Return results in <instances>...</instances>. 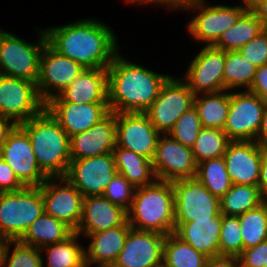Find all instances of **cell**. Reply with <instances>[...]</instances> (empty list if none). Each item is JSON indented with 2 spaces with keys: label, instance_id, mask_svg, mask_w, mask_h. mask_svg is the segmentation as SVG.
<instances>
[{
  "label": "cell",
  "instance_id": "6da1fadb",
  "mask_svg": "<svg viewBox=\"0 0 267 267\" xmlns=\"http://www.w3.org/2000/svg\"><path fill=\"white\" fill-rule=\"evenodd\" d=\"M94 18H81L67 25L44 28L47 43L59 54L87 69L108 68L121 51L117 34Z\"/></svg>",
  "mask_w": 267,
  "mask_h": 267
},
{
  "label": "cell",
  "instance_id": "7a4b0ae2",
  "mask_svg": "<svg viewBox=\"0 0 267 267\" xmlns=\"http://www.w3.org/2000/svg\"><path fill=\"white\" fill-rule=\"evenodd\" d=\"M108 102L112 113H144L172 74L131 62L120 52L108 66Z\"/></svg>",
  "mask_w": 267,
  "mask_h": 267
},
{
  "label": "cell",
  "instance_id": "3957f363",
  "mask_svg": "<svg viewBox=\"0 0 267 267\" xmlns=\"http://www.w3.org/2000/svg\"><path fill=\"white\" fill-rule=\"evenodd\" d=\"M28 134L36 161L48 177H64L70 157V137L45 108L19 124Z\"/></svg>",
  "mask_w": 267,
  "mask_h": 267
},
{
  "label": "cell",
  "instance_id": "277c9868",
  "mask_svg": "<svg viewBox=\"0 0 267 267\" xmlns=\"http://www.w3.org/2000/svg\"><path fill=\"white\" fill-rule=\"evenodd\" d=\"M128 224L140 231L168 235L175 231V195L171 181L156 180L138 187L130 209Z\"/></svg>",
  "mask_w": 267,
  "mask_h": 267
},
{
  "label": "cell",
  "instance_id": "5b68a950",
  "mask_svg": "<svg viewBox=\"0 0 267 267\" xmlns=\"http://www.w3.org/2000/svg\"><path fill=\"white\" fill-rule=\"evenodd\" d=\"M248 9L237 3L231 6L218 3L214 5L208 0H181L177 11L189 10V14H194L186 24L188 36L192 40L198 41L200 45L202 43V46H214L222 34Z\"/></svg>",
  "mask_w": 267,
  "mask_h": 267
},
{
  "label": "cell",
  "instance_id": "8992f818",
  "mask_svg": "<svg viewBox=\"0 0 267 267\" xmlns=\"http://www.w3.org/2000/svg\"><path fill=\"white\" fill-rule=\"evenodd\" d=\"M35 27L38 37L33 43L0 27V74L37 83L40 56L47 38L42 26Z\"/></svg>",
  "mask_w": 267,
  "mask_h": 267
},
{
  "label": "cell",
  "instance_id": "52a82bcc",
  "mask_svg": "<svg viewBox=\"0 0 267 267\" xmlns=\"http://www.w3.org/2000/svg\"><path fill=\"white\" fill-rule=\"evenodd\" d=\"M43 212L44 202L40 187L0 192V238L18 241Z\"/></svg>",
  "mask_w": 267,
  "mask_h": 267
},
{
  "label": "cell",
  "instance_id": "ba28073f",
  "mask_svg": "<svg viewBox=\"0 0 267 267\" xmlns=\"http://www.w3.org/2000/svg\"><path fill=\"white\" fill-rule=\"evenodd\" d=\"M195 94L182 79L171 75L158 97L144 112L161 135L168 134L179 117L194 107Z\"/></svg>",
  "mask_w": 267,
  "mask_h": 267
},
{
  "label": "cell",
  "instance_id": "9c48e42d",
  "mask_svg": "<svg viewBox=\"0 0 267 267\" xmlns=\"http://www.w3.org/2000/svg\"><path fill=\"white\" fill-rule=\"evenodd\" d=\"M267 102L248 90L230 91L224 132L231 141H256Z\"/></svg>",
  "mask_w": 267,
  "mask_h": 267
},
{
  "label": "cell",
  "instance_id": "30bf717a",
  "mask_svg": "<svg viewBox=\"0 0 267 267\" xmlns=\"http://www.w3.org/2000/svg\"><path fill=\"white\" fill-rule=\"evenodd\" d=\"M45 105L35 82L0 74V116L17 125L40 114Z\"/></svg>",
  "mask_w": 267,
  "mask_h": 267
},
{
  "label": "cell",
  "instance_id": "8fae6325",
  "mask_svg": "<svg viewBox=\"0 0 267 267\" xmlns=\"http://www.w3.org/2000/svg\"><path fill=\"white\" fill-rule=\"evenodd\" d=\"M175 195V222L210 219L220 213L219 198L196 177L172 181Z\"/></svg>",
  "mask_w": 267,
  "mask_h": 267
},
{
  "label": "cell",
  "instance_id": "7c38bea8",
  "mask_svg": "<svg viewBox=\"0 0 267 267\" xmlns=\"http://www.w3.org/2000/svg\"><path fill=\"white\" fill-rule=\"evenodd\" d=\"M40 190L44 212L76 232L82 217L84 196L65 177H48L40 185Z\"/></svg>",
  "mask_w": 267,
  "mask_h": 267
},
{
  "label": "cell",
  "instance_id": "4fadbf2b",
  "mask_svg": "<svg viewBox=\"0 0 267 267\" xmlns=\"http://www.w3.org/2000/svg\"><path fill=\"white\" fill-rule=\"evenodd\" d=\"M2 159L12 168L25 187H40L48 176L40 169L27 132L15 125L2 145Z\"/></svg>",
  "mask_w": 267,
  "mask_h": 267
},
{
  "label": "cell",
  "instance_id": "5bb4252c",
  "mask_svg": "<svg viewBox=\"0 0 267 267\" xmlns=\"http://www.w3.org/2000/svg\"><path fill=\"white\" fill-rule=\"evenodd\" d=\"M84 69L81 64L59 54L46 43L41 52L36 83L42 101L46 104L58 96Z\"/></svg>",
  "mask_w": 267,
  "mask_h": 267
},
{
  "label": "cell",
  "instance_id": "9a60e30c",
  "mask_svg": "<svg viewBox=\"0 0 267 267\" xmlns=\"http://www.w3.org/2000/svg\"><path fill=\"white\" fill-rule=\"evenodd\" d=\"M117 173L113 153L71 159L65 178L85 197L103 195Z\"/></svg>",
  "mask_w": 267,
  "mask_h": 267
},
{
  "label": "cell",
  "instance_id": "2e32d148",
  "mask_svg": "<svg viewBox=\"0 0 267 267\" xmlns=\"http://www.w3.org/2000/svg\"><path fill=\"white\" fill-rule=\"evenodd\" d=\"M225 51L214 46H202L181 77L195 94L225 90L223 70Z\"/></svg>",
  "mask_w": 267,
  "mask_h": 267
},
{
  "label": "cell",
  "instance_id": "e0dca14e",
  "mask_svg": "<svg viewBox=\"0 0 267 267\" xmlns=\"http://www.w3.org/2000/svg\"><path fill=\"white\" fill-rule=\"evenodd\" d=\"M161 134L145 113H116V145L153 160Z\"/></svg>",
  "mask_w": 267,
  "mask_h": 267
},
{
  "label": "cell",
  "instance_id": "ac0fdd59",
  "mask_svg": "<svg viewBox=\"0 0 267 267\" xmlns=\"http://www.w3.org/2000/svg\"><path fill=\"white\" fill-rule=\"evenodd\" d=\"M157 180L176 181L195 178L197 163L192 149L172 139L168 134L159 137L152 160Z\"/></svg>",
  "mask_w": 267,
  "mask_h": 267
},
{
  "label": "cell",
  "instance_id": "d6986e66",
  "mask_svg": "<svg viewBox=\"0 0 267 267\" xmlns=\"http://www.w3.org/2000/svg\"><path fill=\"white\" fill-rule=\"evenodd\" d=\"M165 237L130 227L124 246L111 267H163Z\"/></svg>",
  "mask_w": 267,
  "mask_h": 267
},
{
  "label": "cell",
  "instance_id": "ffe728a7",
  "mask_svg": "<svg viewBox=\"0 0 267 267\" xmlns=\"http://www.w3.org/2000/svg\"><path fill=\"white\" fill-rule=\"evenodd\" d=\"M223 157L232 184L258 186L261 145L257 141H231Z\"/></svg>",
  "mask_w": 267,
  "mask_h": 267
},
{
  "label": "cell",
  "instance_id": "44dd1931",
  "mask_svg": "<svg viewBox=\"0 0 267 267\" xmlns=\"http://www.w3.org/2000/svg\"><path fill=\"white\" fill-rule=\"evenodd\" d=\"M45 108L69 137L86 131L110 113L109 103L47 102Z\"/></svg>",
  "mask_w": 267,
  "mask_h": 267
},
{
  "label": "cell",
  "instance_id": "7402d4cb",
  "mask_svg": "<svg viewBox=\"0 0 267 267\" xmlns=\"http://www.w3.org/2000/svg\"><path fill=\"white\" fill-rule=\"evenodd\" d=\"M116 146V113L110 112L99 123L70 137L71 159L112 153Z\"/></svg>",
  "mask_w": 267,
  "mask_h": 267
},
{
  "label": "cell",
  "instance_id": "603a6c76",
  "mask_svg": "<svg viewBox=\"0 0 267 267\" xmlns=\"http://www.w3.org/2000/svg\"><path fill=\"white\" fill-rule=\"evenodd\" d=\"M128 224L127 211L113 204L103 195L85 196L83 199L82 217L76 231L84 236Z\"/></svg>",
  "mask_w": 267,
  "mask_h": 267
},
{
  "label": "cell",
  "instance_id": "cb8c5ba5",
  "mask_svg": "<svg viewBox=\"0 0 267 267\" xmlns=\"http://www.w3.org/2000/svg\"><path fill=\"white\" fill-rule=\"evenodd\" d=\"M48 102L109 103L107 68H85L58 96Z\"/></svg>",
  "mask_w": 267,
  "mask_h": 267
},
{
  "label": "cell",
  "instance_id": "d4e9b609",
  "mask_svg": "<svg viewBox=\"0 0 267 267\" xmlns=\"http://www.w3.org/2000/svg\"><path fill=\"white\" fill-rule=\"evenodd\" d=\"M222 213L210 219H194L191 222H175L174 233L196 251L205 256H219Z\"/></svg>",
  "mask_w": 267,
  "mask_h": 267
},
{
  "label": "cell",
  "instance_id": "484cf974",
  "mask_svg": "<svg viewBox=\"0 0 267 267\" xmlns=\"http://www.w3.org/2000/svg\"><path fill=\"white\" fill-rule=\"evenodd\" d=\"M130 225L109 228L85 237L89 239L84 247L86 267H111L122 250Z\"/></svg>",
  "mask_w": 267,
  "mask_h": 267
},
{
  "label": "cell",
  "instance_id": "4316f807",
  "mask_svg": "<svg viewBox=\"0 0 267 267\" xmlns=\"http://www.w3.org/2000/svg\"><path fill=\"white\" fill-rule=\"evenodd\" d=\"M74 231L64 222L43 212L25 231L19 242L41 249L44 246L62 242Z\"/></svg>",
  "mask_w": 267,
  "mask_h": 267
},
{
  "label": "cell",
  "instance_id": "83f0119b",
  "mask_svg": "<svg viewBox=\"0 0 267 267\" xmlns=\"http://www.w3.org/2000/svg\"><path fill=\"white\" fill-rule=\"evenodd\" d=\"M112 153L117 172L135 188L150 185L157 180L151 160L117 145Z\"/></svg>",
  "mask_w": 267,
  "mask_h": 267
},
{
  "label": "cell",
  "instance_id": "f1b7e54d",
  "mask_svg": "<svg viewBox=\"0 0 267 267\" xmlns=\"http://www.w3.org/2000/svg\"><path fill=\"white\" fill-rule=\"evenodd\" d=\"M230 105V91L222 90L214 93L195 95L196 109L202 127L223 130Z\"/></svg>",
  "mask_w": 267,
  "mask_h": 267
},
{
  "label": "cell",
  "instance_id": "f546056e",
  "mask_svg": "<svg viewBox=\"0 0 267 267\" xmlns=\"http://www.w3.org/2000/svg\"><path fill=\"white\" fill-rule=\"evenodd\" d=\"M80 238L74 232L62 242L42 247V259H46L42 260L43 267H86L84 245L79 242Z\"/></svg>",
  "mask_w": 267,
  "mask_h": 267
},
{
  "label": "cell",
  "instance_id": "4dcf8cb0",
  "mask_svg": "<svg viewBox=\"0 0 267 267\" xmlns=\"http://www.w3.org/2000/svg\"><path fill=\"white\" fill-rule=\"evenodd\" d=\"M265 29L264 24L248 9L222 34L214 47L224 51L239 50Z\"/></svg>",
  "mask_w": 267,
  "mask_h": 267
},
{
  "label": "cell",
  "instance_id": "1f68e13d",
  "mask_svg": "<svg viewBox=\"0 0 267 267\" xmlns=\"http://www.w3.org/2000/svg\"><path fill=\"white\" fill-rule=\"evenodd\" d=\"M265 200L259 186L232 184L219 199L220 212L223 215L239 216L258 207Z\"/></svg>",
  "mask_w": 267,
  "mask_h": 267
},
{
  "label": "cell",
  "instance_id": "d6a6232c",
  "mask_svg": "<svg viewBox=\"0 0 267 267\" xmlns=\"http://www.w3.org/2000/svg\"><path fill=\"white\" fill-rule=\"evenodd\" d=\"M207 258L174 232L166 235L163 243V267H204Z\"/></svg>",
  "mask_w": 267,
  "mask_h": 267
},
{
  "label": "cell",
  "instance_id": "836d02e7",
  "mask_svg": "<svg viewBox=\"0 0 267 267\" xmlns=\"http://www.w3.org/2000/svg\"><path fill=\"white\" fill-rule=\"evenodd\" d=\"M257 67L238 51H225L224 86L228 91L249 90ZM236 89V90H235Z\"/></svg>",
  "mask_w": 267,
  "mask_h": 267
},
{
  "label": "cell",
  "instance_id": "e575fe53",
  "mask_svg": "<svg viewBox=\"0 0 267 267\" xmlns=\"http://www.w3.org/2000/svg\"><path fill=\"white\" fill-rule=\"evenodd\" d=\"M196 178L219 199L232 186L223 156L198 163Z\"/></svg>",
  "mask_w": 267,
  "mask_h": 267
},
{
  "label": "cell",
  "instance_id": "d590c367",
  "mask_svg": "<svg viewBox=\"0 0 267 267\" xmlns=\"http://www.w3.org/2000/svg\"><path fill=\"white\" fill-rule=\"evenodd\" d=\"M239 223L244 249L267 240V200L239 215Z\"/></svg>",
  "mask_w": 267,
  "mask_h": 267
},
{
  "label": "cell",
  "instance_id": "8d00e7d4",
  "mask_svg": "<svg viewBox=\"0 0 267 267\" xmlns=\"http://www.w3.org/2000/svg\"><path fill=\"white\" fill-rule=\"evenodd\" d=\"M230 142L224 130L202 127L191 148L196 163L222 157Z\"/></svg>",
  "mask_w": 267,
  "mask_h": 267
},
{
  "label": "cell",
  "instance_id": "74e56055",
  "mask_svg": "<svg viewBox=\"0 0 267 267\" xmlns=\"http://www.w3.org/2000/svg\"><path fill=\"white\" fill-rule=\"evenodd\" d=\"M42 258L39 248L19 241H7L3 252L2 267H43Z\"/></svg>",
  "mask_w": 267,
  "mask_h": 267
},
{
  "label": "cell",
  "instance_id": "f35d334b",
  "mask_svg": "<svg viewBox=\"0 0 267 267\" xmlns=\"http://www.w3.org/2000/svg\"><path fill=\"white\" fill-rule=\"evenodd\" d=\"M239 216L222 215L219 255L237 257L244 249Z\"/></svg>",
  "mask_w": 267,
  "mask_h": 267
},
{
  "label": "cell",
  "instance_id": "ab89813d",
  "mask_svg": "<svg viewBox=\"0 0 267 267\" xmlns=\"http://www.w3.org/2000/svg\"><path fill=\"white\" fill-rule=\"evenodd\" d=\"M201 128L199 115L192 107L179 117L168 135L182 145L192 148Z\"/></svg>",
  "mask_w": 267,
  "mask_h": 267
},
{
  "label": "cell",
  "instance_id": "60d3db41",
  "mask_svg": "<svg viewBox=\"0 0 267 267\" xmlns=\"http://www.w3.org/2000/svg\"><path fill=\"white\" fill-rule=\"evenodd\" d=\"M136 188L120 173H116L108 183L103 196L113 204L128 211L132 205Z\"/></svg>",
  "mask_w": 267,
  "mask_h": 267
},
{
  "label": "cell",
  "instance_id": "b9f144b4",
  "mask_svg": "<svg viewBox=\"0 0 267 267\" xmlns=\"http://www.w3.org/2000/svg\"><path fill=\"white\" fill-rule=\"evenodd\" d=\"M238 51L257 68L267 64V28Z\"/></svg>",
  "mask_w": 267,
  "mask_h": 267
},
{
  "label": "cell",
  "instance_id": "7bdbcfd3",
  "mask_svg": "<svg viewBox=\"0 0 267 267\" xmlns=\"http://www.w3.org/2000/svg\"><path fill=\"white\" fill-rule=\"evenodd\" d=\"M237 259L239 267H264L267 265V240L243 249Z\"/></svg>",
  "mask_w": 267,
  "mask_h": 267
},
{
  "label": "cell",
  "instance_id": "ee69618b",
  "mask_svg": "<svg viewBox=\"0 0 267 267\" xmlns=\"http://www.w3.org/2000/svg\"><path fill=\"white\" fill-rule=\"evenodd\" d=\"M25 186L18 180L12 168L0 159V192H16Z\"/></svg>",
  "mask_w": 267,
  "mask_h": 267
},
{
  "label": "cell",
  "instance_id": "f6af8a7d",
  "mask_svg": "<svg viewBox=\"0 0 267 267\" xmlns=\"http://www.w3.org/2000/svg\"><path fill=\"white\" fill-rule=\"evenodd\" d=\"M267 102V64L258 67L248 90Z\"/></svg>",
  "mask_w": 267,
  "mask_h": 267
},
{
  "label": "cell",
  "instance_id": "bcb514c9",
  "mask_svg": "<svg viewBox=\"0 0 267 267\" xmlns=\"http://www.w3.org/2000/svg\"><path fill=\"white\" fill-rule=\"evenodd\" d=\"M204 267H239L235 256L219 255L207 258Z\"/></svg>",
  "mask_w": 267,
  "mask_h": 267
},
{
  "label": "cell",
  "instance_id": "7dc6e473",
  "mask_svg": "<svg viewBox=\"0 0 267 267\" xmlns=\"http://www.w3.org/2000/svg\"><path fill=\"white\" fill-rule=\"evenodd\" d=\"M124 3H128L129 5L132 4V6H134V4L137 6L140 4L141 5H154L156 7L157 6H161L163 8H166V10L168 9L169 11H177L178 8V1L177 0H124Z\"/></svg>",
  "mask_w": 267,
  "mask_h": 267
},
{
  "label": "cell",
  "instance_id": "c3c4849f",
  "mask_svg": "<svg viewBox=\"0 0 267 267\" xmlns=\"http://www.w3.org/2000/svg\"><path fill=\"white\" fill-rule=\"evenodd\" d=\"M258 186L267 200V146H261V171Z\"/></svg>",
  "mask_w": 267,
  "mask_h": 267
},
{
  "label": "cell",
  "instance_id": "681fc988",
  "mask_svg": "<svg viewBox=\"0 0 267 267\" xmlns=\"http://www.w3.org/2000/svg\"><path fill=\"white\" fill-rule=\"evenodd\" d=\"M267 28V0H258L249 8Z\"/></svg>",
  "mask_w": 267,
  "mask_h": 267
},
{
  "label": "cell",
  "instance_id": "f907efd6",
  "mask_svg": "<svg viewBox=\"0 0 267 267\" xmlns=\"http://www.w3.org/2000/svg\"><path fill=\"white\" fill-rule=\"evenodd\" d=\"M15 125L11 119L0 116V148L6 142L9 132Z\"/></svg>",
  "mask_w": 267,
  "mask_h": 267
},
{
  "label": "cell",
  "instance_id": "816d5d0a",
  "mask_svg": "<svg viewBox=\"0 0 267 267\" xmlns=\"http://www.w3.org/2000/svg\"><path fill=\"white\" fill-rule=\"evenodd\" d=\"M261 146H267V106L264 112L260 132L256 140Z\"/></svg>",
  "mask_w": 267,
  "mask_h": 267
},
{
  "label": "cell",
  "instance_id": "f5cc1de1",
  "mask_svg": "<svg viewBox=\"0 0 267 267\" xmlns=\"http://www.w3.org/2000/svg\"><path fill=\"white\" fill-rule=\"evenodd\" d=\"M7 241L3 238H0V267H2L3 252L5 249Z\"/></svg>",
  "mask_w": 267,
  "mask_h": 267
},
{
  "label": "cell",
  "instance_id": "db71d44e",
  "mask_svg": "<svg viewBox=\"0 0 267 267\" xmlns=\"http://www.w3.org/2000/svg\"><path fill=\"white\" fill-rule=\"evenodd\" d=\"M241 1V4L250 8L252 5H254L258 0H239Z\"/></svg>",
  "mask_w": 267,
  "mask_h": 267
}]
</instances>
